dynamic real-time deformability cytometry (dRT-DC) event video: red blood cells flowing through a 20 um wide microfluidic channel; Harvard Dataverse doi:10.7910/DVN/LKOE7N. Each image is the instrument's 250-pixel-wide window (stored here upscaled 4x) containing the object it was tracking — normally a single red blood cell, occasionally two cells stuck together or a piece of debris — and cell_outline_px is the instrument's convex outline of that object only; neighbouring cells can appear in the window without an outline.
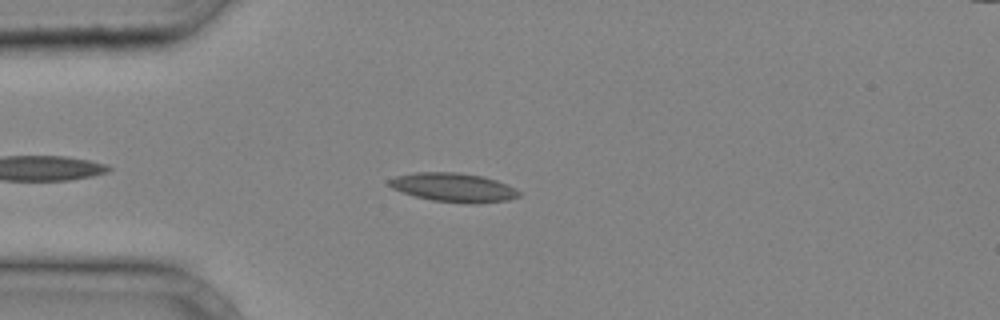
{"species": "common noctule bat (a hibernating species)", "species_latin": "Nyctalus noctula", "temperature_condition": "cold", "stored_images_in_passage": 32, "camera_frame_rate_fps": 3000, "um_per_image_px": 0.085, "animal": {"sex": "male", "body_mass_g": 20.4}, "frame": {"image": 1, "passage_image": 4, "time_ms": 1.0, "image_size_px": [1000, 320], "cell_outline_px": [[520, 196], [508, 200], [480, 204], [468, 204], [432, 200], [416, 196], [392, 188], [388, 184], [388, 180], [396, 176], [416, 172], [456, 172], [480, 176], [496, 180], [508, 184], [516, 188], [520, 192]], "centroid_in_image_um": [38.59, 15.94], "position_along_channel_um": 46.4, "area_um2": 21.91}}
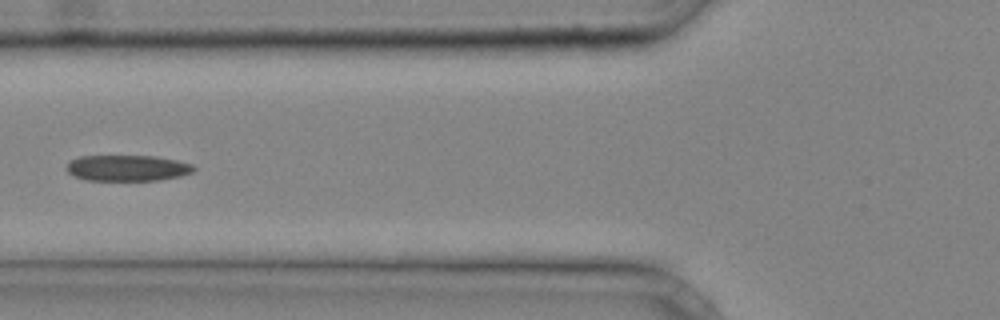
{"frame": {"image": 2, "passage_image": 9, "time_ms": 2.667, "image_size_px": [1000, 320], "cell_outline_px": [[196, 168], [192, 172], [180, 176], [160, 180], [88, 180], [72, 176], [64, 168], [72, 160], [80, 156], [156, 156], [176, 160], [192, 164]], "centroid_in_image_um": [10.82, 14.28], "position_along_channel_um": 115.0, "area_um2": 19.25}}
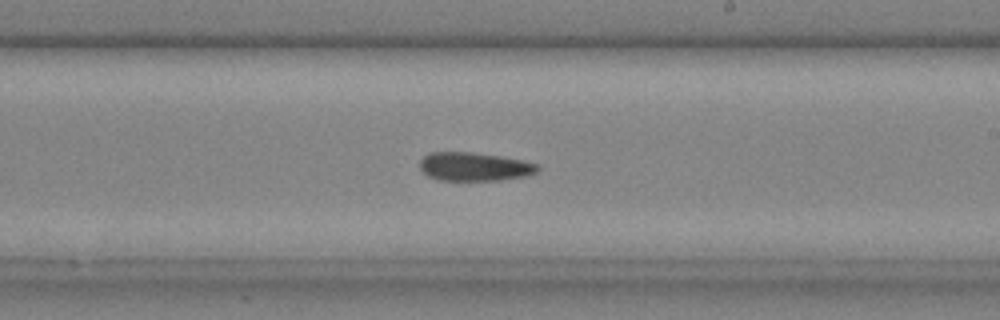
{"frame": {"image": 3, "passage_image": 17, "time_ms": 5.333, "image_size_px": [1000, 320], "cell_outline_px": [[540, 168], [536, 172], [524, 176], [500, 180], [440, 180], [428, 176], [420, 168], [420, 160], [428, 152], [472, 152], [500, 156], [540, 164]], "centroid_in_image_um": [40.31, 14.16], "position_along_channel_um": 248.7, "area_um2": 19.54}}